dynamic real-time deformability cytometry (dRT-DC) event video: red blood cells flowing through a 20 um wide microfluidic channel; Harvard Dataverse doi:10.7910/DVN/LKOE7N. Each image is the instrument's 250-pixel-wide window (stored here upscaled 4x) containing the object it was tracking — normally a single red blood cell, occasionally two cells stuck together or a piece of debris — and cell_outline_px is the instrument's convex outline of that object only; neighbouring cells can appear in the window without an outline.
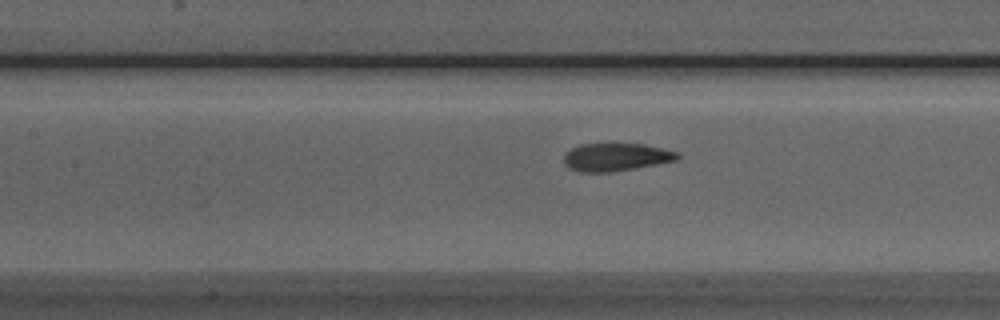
{"species": "Egyptian fruit bat (a non-hibernating species)", "species_latin": "Rousettus aegyptiacus", "temperature_condition": "room temperature", "stored_images_in_passage": 33, "camera_frame_rate_fps": 3000, "um_per_image_px": 0.085, "animal": {"sex": "male"}, "frame": {"image": 1, "passage_image": 14, "time_ms": 4.333, "image_size_px": [1000, 320], "cell_outline_px": [[680, 156], [676, 160], [656, 164], [608, 172], [580, 172], [568, 168], [564, 164], [564, 156], [572, 148], [580, 144], [612, 140], [644, 144], [680, 152]], "centroid_in_image_um": [52.34, 13.29], "position_along_channel_um": 155.1, "area_um2": 19.19}}
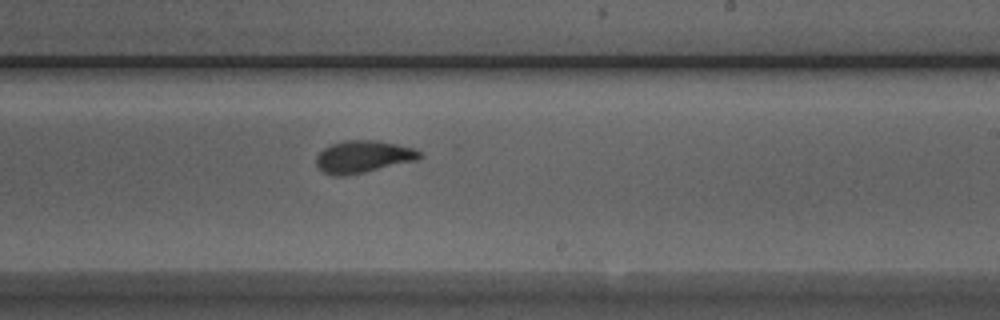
{"frame": {"image": 2, "passage_image": 22, "time_ms": 7.0, "image_size_px": [1000, 320], "cell_outline_px": [[424, 156], [416, 160], [364, 172], [344, 176], [332, 176], [324, 172], [316, 164], [316, 156], [324, 148], [332, 144], [344, 140], [380, 140], [412, 148], [420, 152]], "centroid_in_image_um": [30.85, 13.31], "position_along_channel_um": 258.1, "area_um2": 19.31}}
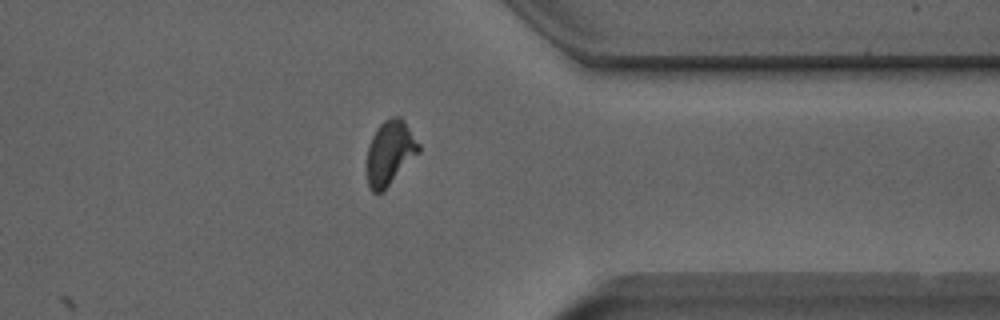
{"frame": {"image": 3, "passage_image": 32, "time_ms": 10.333, "image_size_px": [1000, 320], "cell_outline_px": [[420, 152], [384, 192], [376, 196], [368, 188], [368, 144], [376, 128], [384, 120], [392, 116], [400, 116], [404, 120], [420, 144]], "centroid_in_image_um": [33.16, 13.02], "position_along_channel_um": 378.2, "area_um2": 19.83}}